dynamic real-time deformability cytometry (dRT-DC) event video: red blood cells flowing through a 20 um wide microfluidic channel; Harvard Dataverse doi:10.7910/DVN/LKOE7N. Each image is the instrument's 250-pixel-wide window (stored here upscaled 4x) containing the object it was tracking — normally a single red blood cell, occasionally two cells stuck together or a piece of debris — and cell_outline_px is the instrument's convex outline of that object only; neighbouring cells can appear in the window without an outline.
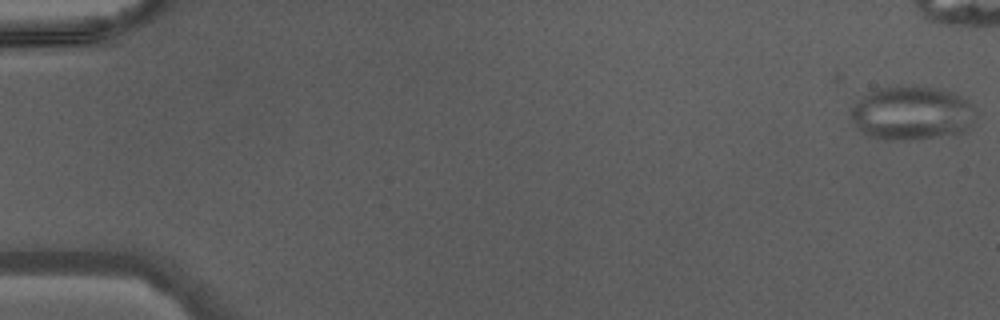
{"species": "Egyptian fruit bat (a non-hibernating species)", "species_latin": "Rousettus aegyptiacus", "temperature_condition": "warm", "stored_images_in_passage": 38, "camera_frame_rate_fps": 3000, "um_per_image_px": 0.085, "animal": {"sex": "male"}, "frame": {"image": 1, "passage_image": 1, "time_ms": 0.0, "image_size_px": [1000, 320], "cell_outline_px": [[972, 124], [964, 132], [908, 140], [904, 140], [868, 136], [860, 132], [856, 128], [852, 120], [852, 108], [860, 96], [868, 92], [880, 88], [916, 84], [936, 88], [952, 92], [968, 100], [972, 104]], "centroid_in_image_um": [77.46, 9.59], "position_along_channel_um": 7.5, "area_um2": 39.07}}